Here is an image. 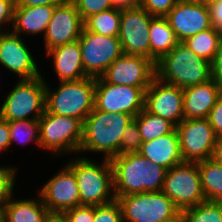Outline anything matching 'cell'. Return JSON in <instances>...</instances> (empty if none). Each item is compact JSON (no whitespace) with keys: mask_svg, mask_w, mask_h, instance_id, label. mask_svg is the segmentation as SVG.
<instances>
[{"mask_svg":"<svg viewBox=\"0 0 222 222\" xmlns=\"http://www.w3.org/2000/svg\"><path fill=\"white\" fill-rule=\"evenodd\" d=\"M116 198L143 192L162 191L167 169L137 153L110 159Z\"/></svg>","mask_w":222,"mask_h":222,"instance_id":"6da1fadb","label":"cell"},{"mask_svg":"<svg viewBox=\"0 0 222 222\" xmlns=\"http://www.w3.org/2000/svg\"><path fill=\"white\" fill-rule=\"evenodd\" d=\"M133 118L129 114L106 113L94 107L83 121L79 152H103L105 159H112L119 155L123 132Z\"/></svg>","mask_w":222,"mask_h":222,"instance_id":"7a4b0ae2","label":"cell"},{"mask_svg":"<svg viewBox=\"0 0 222 222\" xmlns=\"http://www.w3.org/2000/svg\"><path fill=\"white\" fill-rule=\"evenodd\" d=\"M155 69L159 80L183 89L211 79V62L197 56L183 42L163 55Z\"/></svg>","mask_w":222,"mask_h":222,"instance_id":"3957f363","label":"cell"},{"mask_svg":"<svg viewBox=\"0 0 222 222\" xmlns=\"http://www.w3.org/2000/svg\"><path fill=\"white\" fill-rule=\"evenodd\" d=\"M96 78L61 82L52 92L46 85L45 111L59 116L75 117L82 123L94 109Z\"/></svg>","mask_w":222,"mask_h":222,"instance_id":"277c9868","label":"cell"},{"mask_svg":"<svg viewBox=\"0 0 222 222\" xmlns=\"http://www.w3.org/2000/svg\"><path fill=\"white\" fill-rule=\"evenodd\" d=\"M68 166L76 177L80 206H99L116 200L114 192H111V189L114 191V181L110 159L104 158L103 164L98 165L90 159L77 158Z\"/></svg>","mask_w":222,"mask_h":222,"instance_id":"5b68a950","label":"cell"},{"mask_svg":"<svg viewBox=\"0 0 222 222\" xmlns=\"http://www.w3.org/2000/svg\"><path fill=\"white\" fill-rule=\"evenodd\" d=\"M116 200L121 207L123 222H166L181 213L162 191L130 194Z\"/></svg>","mask_w":222,"mask_h":222,"instance_id":"8992f818","label":"cell"},{"mask_svg":"<svg viewBox=\"0 0 222 222\" xmlns=\"http://www.w3.org/2000/svg\"><path fill=\"white\" fill-rule=\"evenodd\" d=\"M42 76L21 79L9 93L0 108V117L6 121L27 120L31 113L38 120L45 111L46 83Z\"/></svg>","mask_w":222,"mask_h":222,"instance_id":"52a82bcc","label":"cell"},{"mask_svg":"<svg viewBox=\"0 0 222 222\" xmlns=\"http://www.w3.org/2000/svg\"><path fill=\"white\" fill-rule=\"evenodd\" d=\"M40 147L58 152H79L83 123L75 118L44 111L38 119Z\"/></svg>","mask_w":222,"mask_h":222,"instance_id":"ba28073f","label":"cell"},{"mask_svg":"<svg viewBox=\"0 0 222 222\" xmlns=\"http://www.w3.org/2000/svg\"><path fill=\"white\" fill-rule=\"evenodd\" d=\"M162 192L180 211L205 202L197 162H182L167 170Z\"/></svg>","mask_w":222,"mask_h":222,"instance_id":"9c48e42d","label":"cell"},{"mask_svg":"<svg viewBox=\"0 0 222 222\" xmlns=\"http://www.w3.org/2000/svg\"><path fill=\"white\" fill-rule=\"evenodd\" d=\"M87 77L99 78L123 53L119 37L103 36L84 27L78 39Z\"/></svg>","mask_w":222,"mask_h":222,"instance_id":"30bf717a","label":"cell"},{"mask_svg":"<svg viewBox=\"0 0 222 222\" xmlns=\"http://www.w3.org/2000/svg\"><path fill=\"white\" fill-rule=\"evenodd\" d=\"M147 88L116 85L103 77L96 78L94 107L106 113H125L135 117L144 109Z\"/></svg>","mask_w":222,"mask_h":222,"instance_id":"8fae6325","label":"cell"},{"mask_svg":"<svg viewBox=\"0 0 222 222\" xmlns=\"http://www.w3.org/2000/svg\"><path fill=\"white\" fill-rule=\"evenodd\" d=\"M183 162L212 159L218 141L207 118L184 119L176 126Z\"/></svg>","mask_w":222,"mask_h":222,"instance_id":"7c38bea8","label":"cell"},{"mask_svg":"<svg viewBox=\"0 0 222 222\" xmlns=\"http://www.w3.org/2000/svg\"><path fill=\"white\" fill-rule=\"evenodd\" d=\"M153 17L140 5L121 10L119 41L123 54L150 59L149 26Z\"/></svg>","mask_w":222,"mask_h":222,"instance_id":"4fadbf2b","label":"cell"},{"mask_svg":"<svg viewBox=\"0 0 222 222\" xmlns=\"http://www.w3.org/2000/svg\"><path fill=\"white\" fill-rule=\"evenodd\" d=\"M183 105V88L165 83L157 77L145 91L144 109L175 126L184 120Z\"/></svg>","mask_w":222,"mask_h":222,"instance_id":"5bb4252c","label":"cell"},{"mask_svg":"<svg viewBox=\"0 0 222 222\" xmlns=\"http://www.w3.org/2000/svg\"><path fill=\"white\" fill-rule=\"evenodd\" d=\"M102 77L111 84L149 87L156 77L155 63L146 57L122 54Z\"/></svg>","mask_w":222,"mask_h":222,"instance_id":"9a60e30c","label":"cell"},{"mask_svg":"<svg viewBox=\"0 0 222 222\" xmlns=\"http://www.w3.org/2000/svg\"><path fill=\"white\" fill-rule=\"evenodd\" d=\"M83 27L84 21L71 0L56 5L44 34L46 51L77 41Z\"/></svg>","mask_w":222,"mask_h":222,"instance_id":"2e32d148","label":"cell"},{"mask_svg":"<svg viewBox=\"0 0 222 222\" xmlns=\"http://www.w3.org/2000/svg\"><path fill=\"white\" fill-rule=\"evenodd\" d=\"M39 194L51 214L61 215L69 209L80 206L76 177L68 165L47 181Z\"/></svg>","mask_w":222,"mask_h":222,"instance_id":"e0dca14e","label":"cell"},{"mask_svg":"<svg viewBox=\"0 0 222 222\" xmlns=\"http://www.w3.org/2000/svg\"><path fill=\"white\" fill-rule=\"evenodd\" d=\"M165 18L179 42L212 27L209 7L195 0H179Z\"/></svg>","mask_w":222,"mask_h":222,"instance_id":"ac0fdd59","label":"cell"},{"mask_svg":"<svg viewBox=\"0 0 222 222\" xmlns=\"http://www.w3.org/2000/svg\"><path fill=\"white\" fill-rule=\"evenodd\" d=\"M0 63L19 75L20 79H33L41 76L36 62L19 35L13 32H0Z\"/></svg>","mask_w":222,"mask_h":222,"instance_id":"d6986e66","label":"cell"},{"mask_svg":"<svg viewBox=\"0 0 222 222\" xmlns=\"http://www.w3.org/2000/svg\"><path fill=\"white\" fill-rule=\"evenodd\" d=\"M222 96L219 86L209 81L183 89L184 119L207 118L216 101Z\"/></svg>","mask_w":222,"mask_h":222,"instance_id":"ffe728a7","label":"cell"},{"mask_svg":"<svg viewBox=\"0 0 222 222\" xmlns=\"http://www.w3.org/2000/svg\"><path fill=\"white\" fill-rule=\"evenodd\" d=\"M138 153L167 170L183 162L176 128L157 139L143 142Z\"/></svg>","mask_w":222,"mask_h":222,"instance_id":"44dd1931","label":"cell"},{"mask_svg":"<svg viewBox=\"0 0 222 222\" xmlns=\"http://www.w3.org/2000/svg\"><path fill=\"white\" fill-rule=\"evenodd\" d=\"M46 53L54 58V66L60 82L77 81L87 77L78 40L55 47Z\"/></svg>","mask_w":222,"mask_h":222,"instance_id":"7402d4cb","label":"cell"},{"mask_svg":"<svg viewBox=\"0 0 222 222\" xmlns=\"http://www.w3.org/2000/svg\"><path fill=\"white\" fill-rule=\"evenodd\" d=\"M55 7L56 5L14 7L12 32L17 35L24 31L31 35L45 34Z\"/></svg>","mask_w":222,"mask_h":222,"instance_id":"603a6c76","label":"cell"},{"mask_svg":"<svg viewBox=\"0 0 222 222\" xmlns=\"http://www.w3.org/2000/svg\"><path fill=\"white\" fill-rule=\"evenodd\" d=\"M3 205L0 212L2 222H46L51 216L47 207L39 200H11Z\"/></svg>","mask_w":222,"mask_h":222,"instance_id":"cb8c5ba5","label":"cell"},{"mask_svg":"<svg viewBox=\"0 0 222 222\" xmlns=\"http://www.w3.org/2000/svg\"><path fill=\"white\" fill-rule=\"evenodd\" d=\"M150 59L156 62L166 53H169L178 43L173 29L165 17L154 16L149 26Z\"/></svg>","mask_w":222,"mask_h":222,"instance_id":"d4e9b609","label":"cell"},{"mask_svg":"<svg viewBox=\"0 0 222 222\" xmlns=\"http://www.w3.org/2000/svg\"><path fill=\"white\" fill-rule=\"evenodd\" d=\"M206 201L222 200V166L212 159L197 162Z\"/></svg>","mask_w":222,"mask_h":222,"instance_id":"484cf974","label":"cell"},{"mask_svg":"<svg viewBox=\"0 0 222 222\" xmlns=\"http://www.w3.org/2000/svg\"><path fill=\"white\" fill-rule=\"evenodd\" d=\"M221 40L222 33L212 26L208 30L187 38L183 43L197 56L212 62Z\"/></svg>","mask_w":222,"mask_h":222,"instance_id":"4316f807","label":"cell"},{"mask_svg":"<svg viewBox=\"0 0 222 222\" xmlns=\"http://www.w3.org/2000/svg\"><path fill=\"white\" fill-rule=\"evenodd\" d=\"M141 133L143 142L152 141L160 136L171 133L176 126L170 121L153 115L143 109L137 116L133 118Z\"/></svg>","mask_w":222,"mask_h":222,"instance_id":"83f0119b","label":"cell"},{"mask_svg":"<svg viewBox=\"0 0 222 222\" xmlns=\"http://www.w3.org/2000/svg\"><path fill=\"white\" fill-rule=\"evenodd\" d=\"M120 18L121 10L110 8L86 18L84 28L103 36L119 37Z\"/></svg>","mask_w":222,"mask_h":222,"instance_id":"f1b7e54d","label":"cell"},{"mask_svg":"<svg viewBox=\"0 0 222 222\" xmlns=\"http://www.w3.org/2000/svg\"><path fill=\"white\" fill-rule=\"evenodd\" d=\"M183 222H222V208L217 201H205L181 210Z\"/></svg>","mask_w":222,"mask_h":222,"instance_id":"f546056e","label":"cell"},{"mask_svg":"<svg viewBox=\"0 0 222 222\" xmlns=\"http://www.w3.org/2000/svg\"><path fill=\"white\" fill-rule=\"evenodd\" d=\"M10 131V145L14 140L26 143L34 140L40 146L38 120H16L8 122Z\"/></svg>","mask_w":222,"mask_h":222,"instance_id":"4dcf8cb0","label":"cell"},{"mask_svg":"<svg viewBox=\"0 0 222 222\" xmlns=\"http://www.w3.org/2000/svg\"><path fill=\"white\" fill-rule=\"evenodd\" d=\"M142 143L141 133L133 120L123 132L119 155L139 152Z\"/></svg>","mask_w":222,"mask_h":222,"instance_id":"1f68e13d","label":"cell"},{"mask_svg":"<svg viewBox=\"0 0 222 222\" xmlns=\"http://www.w3.org/2000/svg\"><path fill=\"white\" fill-rule=\"evenodd\" d=\"M82 20L89 16L113 8L111 0H71Z\"/></svg>","mask_w":222,"mask_h":222,"instance_id":"d6a6232c","label":"cell"},{"mask_svg":"<svg viewBox=\"0 0 222 222\" xmlns=\"http://www.w3.org/2000/svg\"><path fill=\"white\" fill-rule=\"evenodd\" d=\"M93 222H123L121 207L117 200L95 206V215Z\"/></svg>","mask_w":222,"mask_h":222,"instance_id":"836d02e7","label":"cell"},{"mask_svg":"<svg viewBox=\"0 0 222 222\" xmlns=\"http://www.w3.org/2000/svg\"><path fill=\"white\" fill-rule=\"evenodd\" d=\"M16 168L0 167V212L3 205L12 197Z\"/></svg>","mask_w":222,"mask_h":222,"instance_id":"e575fe53","label":"cell"},{"mask_svg":"<svg viewBox=\"0 0 222 222\" xmlns=\"http://www.w3.org/2000/svg\"><path fill=\"white\" fill-rule=\"evenodd\" d=\"M179 0H139V5L152 16L165 17Z\"/></svg>","mask_w":222,"mask_h":222,"instance_id":"d590c367","label":"cell"},{"mask_svg":"<svg viewBox=\"0 0 222 222\" xmlns=\"http://www.w3.org/2000/svg\"><path fill=\"white\" fill-rule=\"evenodd\" d=\"M66 222H93L95 206L81 205L61 214Z\"/></svg>","mask_w":222,"mask_h":222,"instance_id":"8d00e7d4","label":"cell"},{"mask_svg":"<svg viewBox=\"0 0 222 222\" xmlns=\"http://www.w3.org/2000/svg\"><path fill=\"white\" fill-rule=\"evenodd\" d=\"M207 119L213 127L215 134L219 138L222 137V96L216 101Z\"/></svg>","mask_w":222,"mask_h":222,"instance_id":"74e56055","label":"cell"},{"mask_svg":"<svg viewBox=\"0 0 222 222\" xmlns=\"http://www.w3.org/2000/svg\"><path fill=\"white\" fill-rule=\"evenodd\" d=\"M211 79L219 86L222 92V40L211 62Z\"/></svg>","mask_w":222,"mask_h":222,"instance_id":"f35d334b","label":"cell"},{"mask_svg":"<svg viewBox=\"0 0 222 222\" xmlns=\"http://www.w3.org/2000/svg\"><path fill=\"white\" fill-rule=\"evenodd\" d=\"M211 25L222 33V0H217L209 6Z\"/></svg>","mask_w":222,"mask_h":222,"instance_id":"ab89813d","label":"cell"},{"mask_svg":"<svg viewBox=\"0 0 222 222\" xmlns=\"http://www.w3.org/2000/svg\"><path fill=\"white\" fill-rule=\"evenodd\" d=\"M14 0H0V27L6 22H13Z\"/></svg>","mask_w":222,"mask_h":222,"instance_id":"60d3db41","label":"cell"},{"mask_svg":"<svg viewBox=\"0 0 222 222\" xmlns=\"http://www.w3.org/2000/svg\"><path fill=\"white\" fill-rule=\"evenodd\" d=\"M65 0H14L15 7H34L44 5H59Z\"/></svg>","mask_w":222,"mask_h":222,"instance_id":"b9f144b4","label":"cell"},{"mask_svg":"<svg viewBox=\"0 0 222 222\" xmlns=\"http://www.w3.org/2000/svg\"><path fill=\"white\" fill-rule=\"evenodd\" d=\"M10 146V131L8 121L0 117V151Z\"/></svg>","mask_w":222,"mask_h":222,"instance_id":"7bdbcfd3","label":"cell"},{"mask_svg":"<svg viewBox=\"0 0 222 222\" xmlns=\"http://www.w3.org/2000/svg\"><path fill=\"white\" fill-rule=\"evenodd\" d=\"M113 8L127 9L136 7L139 5V0H111Z\"/></svg>","mask_w":222,"mask_h":222,"instance_id":"ee69618b","label":"cell"},{"mask_svg":"<svg viewBox=\"0 0 222 222\" xmlns=\"http://www.w3.org/2000/svg\"><path fill=\"white\" fill-rule=\"evenodd\" d=\"M212 160L222 166V137L218 138L212 155Z\"/></svg>","mask_w":222,"mask_h":222,"instance_id":"f6af8a7d","label":"cell"},{"mask_svg":"<svg viewBox=\"0 0 222 222\" xmlns=\"http://www.w3.org/2000/svg\"><path fill=\"white\" fill-rule=\"evenodd\" d=\"M46 222H66V220L62 215L51 214V216L47 219Z\"/></svg>","mask_w":222,"mask_h":222,"instance_id":"bcb514c9","label":"cell"},{"mask_svg":"<svg viewBox=\"0 0 222 222\" xmlns=\"http://www.w3.org/2000/svg\"><path fill=\"white\" fill-rule=\"evenodd\" d=\"M198 3H202L203 5L209 6L211 3L216 2L217 0H195Z\"/></svg>","mask_w":222,"mask_h":222,"instance_id":"7dc6e473","label":"cell"},{"mask_svg":"<svg viewBox=\"0 0 222 222\" xmlns=\"http://www.w3.org/2000/svg\"><path fill=\"white\" fill-rule=\"evenodd\" d=\"M166 222H183L181 213L177 217H175V218H173V219H171L169 221H166Z\"/></svg>","mask_w":222,"mask_h":222,"instance_id":"c3c4849f","label":"cell"}]
</instances>
